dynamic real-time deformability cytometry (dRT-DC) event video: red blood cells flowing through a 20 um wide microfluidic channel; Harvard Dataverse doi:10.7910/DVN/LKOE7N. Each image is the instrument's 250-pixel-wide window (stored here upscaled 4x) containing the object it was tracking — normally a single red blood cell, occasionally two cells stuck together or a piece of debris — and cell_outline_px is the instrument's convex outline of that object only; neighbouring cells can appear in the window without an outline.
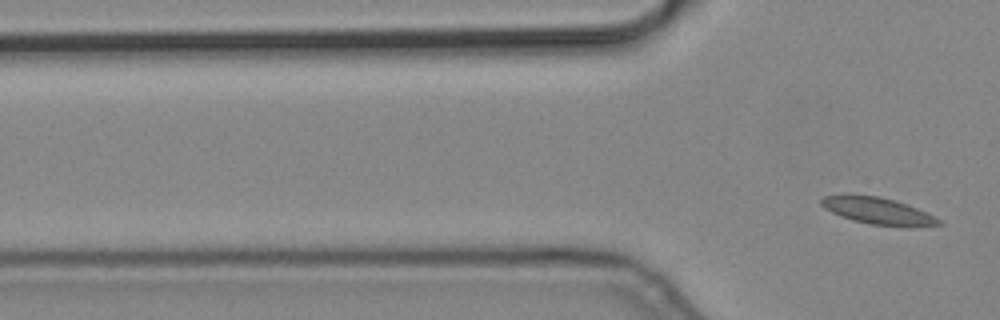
{"species": "common noctule bat (a hibernating species)", "species_latin": "Nyctalus noctula", "temperature_condition": "cold", "stored_images_in_passage": 2, "camera_frame_rate_fps": 3000, "um_per_image_px": 0.085, "animal": {"sex": "male", "body_mass_g": 19.2, "forearm_length_mm": 51.8}, "frame": {"image": 1, "passage_image": 2, "time_ms": 0.333, "image_size_px": [1000, 320], "cell_outline_px": [[944, 224], [868, 224], [852, 220], [840, 216], [824, 208], [820, 204], [820, 200], [824, 196], [844, 192], [852, 192], [876, 196], [892, 200], [916, 208], [940, 220]], "centroid_in_image_um": [74.37, 17.84], "position_along_channel_um": 51.4, "area_um2": 17.74}}